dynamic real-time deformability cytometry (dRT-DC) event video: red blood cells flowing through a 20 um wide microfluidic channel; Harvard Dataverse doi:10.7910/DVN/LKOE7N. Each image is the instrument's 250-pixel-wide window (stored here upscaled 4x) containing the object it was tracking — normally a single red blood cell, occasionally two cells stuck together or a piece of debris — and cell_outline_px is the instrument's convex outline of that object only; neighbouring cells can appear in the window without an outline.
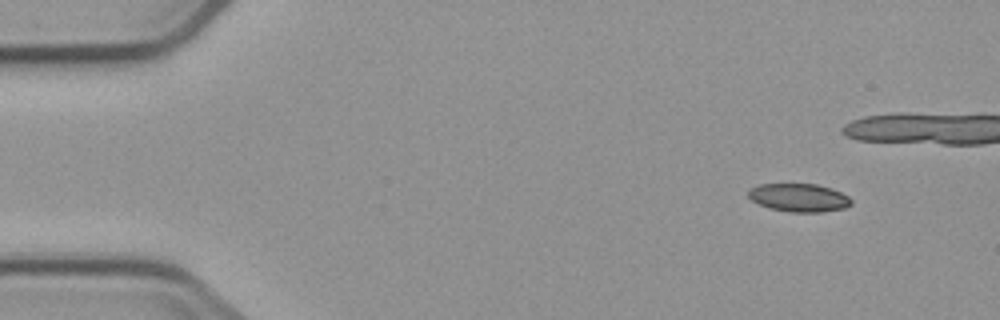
{"species": "common noctule bat (a hibernating species)", "species_latin": "Nyctalus noctula", "temperature_condition": "cold", "stored_images_in_passage": 5, "camera_frame_rate_fps": 3000, "um_per_image_px": 0.085, "animal": {"sex": "male", "body_mass_g": 23.1, "forearm_length_mm": 52.7}, "frame": {"image": 1, "passage_image": 1, "time_ms": 0.0, "image_size_px": [1000, 320], "cell_outline_px": [[852, 204], [844, 208], [820, 212], [788, 212], [768, 208], [752, 200], [748, 196], [748, 188], [760, 184], [816, 184], [832, 188], [848, 196], [852, 200]], "centroid_in_image_um": [67.9, 16.8], "position_along_channel_um": 17.1, "area_um2": 16.99}}